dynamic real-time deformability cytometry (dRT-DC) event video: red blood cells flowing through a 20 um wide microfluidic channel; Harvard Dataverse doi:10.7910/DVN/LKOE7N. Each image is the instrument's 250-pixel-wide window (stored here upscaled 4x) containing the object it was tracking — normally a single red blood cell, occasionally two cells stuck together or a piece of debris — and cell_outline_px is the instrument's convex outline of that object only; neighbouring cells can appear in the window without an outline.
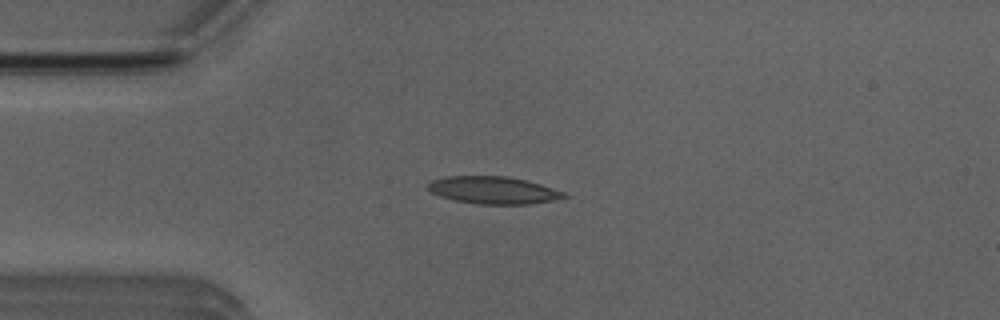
{"species": "Egyptian fruit bat (a non-hibernating species)", "species_latin": "Rousettus aegyptiacus", "temperature_condition": "room temperature", "stored_images_in_passage": 5, "camera_frame_rate_fps": 3000, "um_per_image_px": 0.085, "animal": {"sex": "male"}, "frame": {"image": 1, "passage_image": 4, "time_ms": 3.667, "image_size_px": [1000, 320], "cell_outline_px": [[568, 196], [552, 200], [528, 204], [476, 204], [456, 200], [440, 196], [432, 192], [428, 188], [428, 184], [432, 180], [444, 176], [508, 176], [528, 180], [564, 192]], "centroid_in_image_um": [41.92, 16.15], "position_along_channel_um": 43.1, "area_um2": 21.56}}